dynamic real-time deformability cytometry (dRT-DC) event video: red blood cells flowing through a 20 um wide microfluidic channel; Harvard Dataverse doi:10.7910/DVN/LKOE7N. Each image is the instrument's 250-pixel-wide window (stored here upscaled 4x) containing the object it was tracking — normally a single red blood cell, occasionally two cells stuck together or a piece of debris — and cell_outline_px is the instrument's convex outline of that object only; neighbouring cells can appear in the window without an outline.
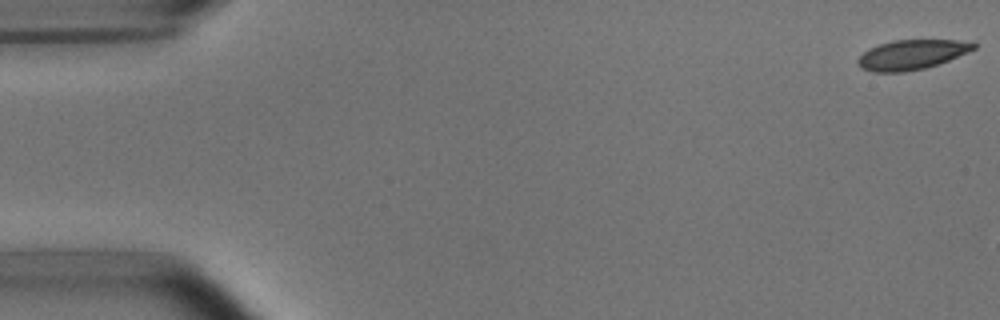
{"species": "common noctule bat (a hibernating species)", "species_latin": "Nyctalus noctula", "temperature_condition": "room temperature", "stored_images_in_passage": 52, "camera_frame_rate_fps": 3000, "um_per_image_px": 0.085, "animal": {"sex": "male", "body_mass_g": 15.6}, "frame": {"image": 1, "passage_image": 1, "time_ms": 0.0, "image_size_px": [1000, 320], "cell_outline_px": [[976, 48], [948, 60], [924, 68], [904, 72], [872, 72], [860, 68], [856, 64], [856, 60], [868, 48], [892, 40], [972, 40], [976, 44]], "centroid_in_image_um": [77.46, 4.64], "position_along_channel_um": 7.5, "area_um2": 20.11}}
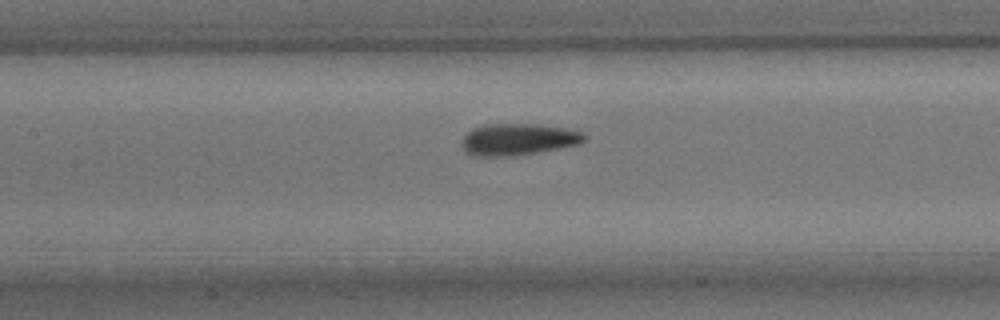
{"frame": {"image": 2, "passage_image": 24, "time_ms": 7.667, "image_size_px": [1000, 320], "cell_outline_px": [[588, 136], [580, 144], [536, 152], [508, 156], [476, 156], [468, 152], [460, 144], [464, 136], [472, 128], [484, 124], [536, 124], [564, 128], [584, 132]], "centroid_in_image_um": [44.05, 11.83], "position_along_channel_um": 163.4, "area_um2": 22.48}}
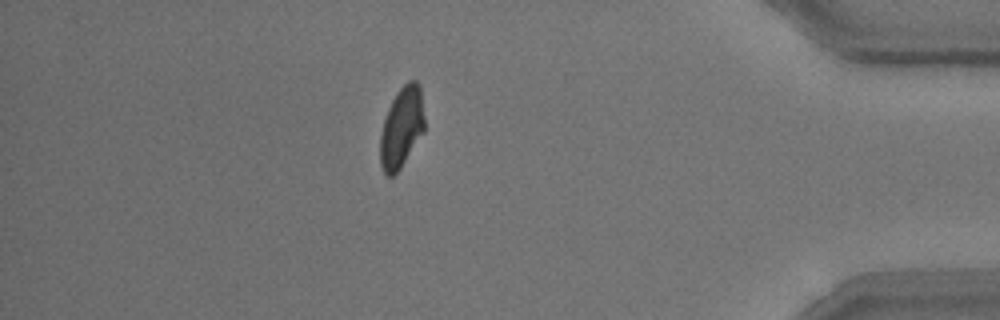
{"frame": {"image": 3, "passage_image": 46, "time_ms": 15.0, "image_size_px": [1000, 320], "cell_outline_px": [[424, 132], [400, 168], [392, 176], [388, 176], [384, 172], [380, 164], [380, 136], [384, 120], [388, 108], [396, 92], [408, 80], [416, 80], [420, 84], [424, 116]], "centroid_in_image_um": [34.14, 10.8], "position_along_channel_um": 401.1, "area_um2": 20.81}, "authors_computed_cell_mechanics": {"area_um2": 21.4438, "velocity_mm_per_s": 3.8028, "shape_relaxation_time_tau1_ms": 4.1178, "shape_relaxation_time_tau2_ms": 2.2976, "deformation_change_tau1": 0.1285, "deformation_change_tau2": 0.0879}}